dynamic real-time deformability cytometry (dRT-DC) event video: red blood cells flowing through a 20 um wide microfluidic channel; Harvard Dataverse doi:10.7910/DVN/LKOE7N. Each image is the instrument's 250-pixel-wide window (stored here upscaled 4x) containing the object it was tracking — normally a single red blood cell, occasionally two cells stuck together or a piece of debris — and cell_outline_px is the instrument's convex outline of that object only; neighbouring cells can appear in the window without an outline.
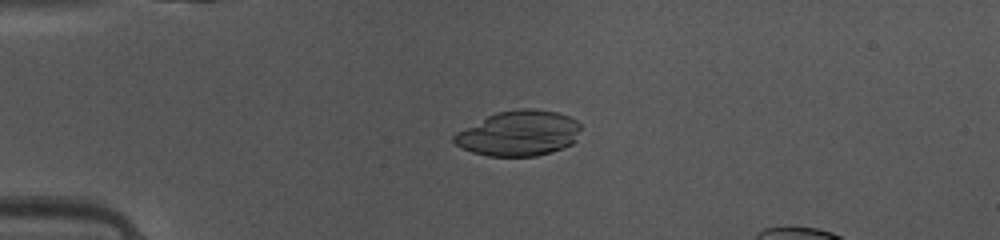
{"species": "common noctule bat (a hibernating species)", "species_latin": "Nyctalus noctula", "temperature_condition": "warm", "stored_images_in_passage": 39, "camera_frame_rate_fps": 3000, "um_per_image_px": 0.085, "animal": {"sex": "female", "body_mass_g": 10.0, "forearm_length_mm": 53.1}, "frame": {"image": 1, "passage_image": 6, "time_ms": 1.667, "image_size_px": [1000, 240], "cell_outline_px": [[580, 128], [576, 140], [572, 144], [564, 148], [552, 152], [536, 156], [488, 156], [472, 152], [456, 144], [452, 140], [452, 136], [456, 132], [496, 112], [520, 108], [536, 108], [556, 112], [568, 116], [576, 120], [580, 124]], "centroid_in_image_um": [44.12, 11.33], "position_along_channel_um": 40.9, "area_um2": 33.52}}
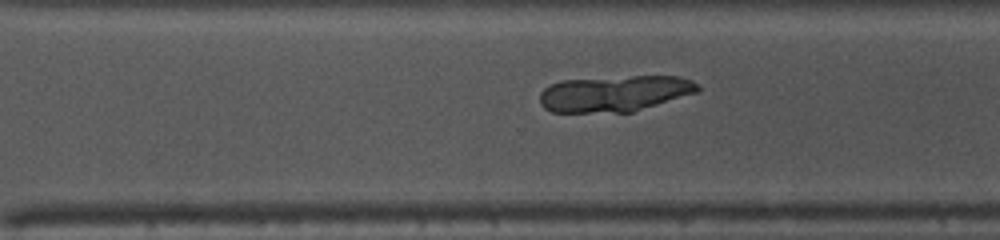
{"frame": {"image": 2, "passage_image": 28, "time_ms": 9.0, "image_size_px": [1000, 240], "cell_outline_px": [[700, 92], [632, 112], [552, 112], [544, 108], [540, 104], [540, 92], [544, 88], [560, 80], [632, 76], [680, 76], [692, 80], [700, 88]], "centroid_in_image_um": [52.26, 7.95], "position_along_channel_um": 318.3, "area_um2": 33.41}}